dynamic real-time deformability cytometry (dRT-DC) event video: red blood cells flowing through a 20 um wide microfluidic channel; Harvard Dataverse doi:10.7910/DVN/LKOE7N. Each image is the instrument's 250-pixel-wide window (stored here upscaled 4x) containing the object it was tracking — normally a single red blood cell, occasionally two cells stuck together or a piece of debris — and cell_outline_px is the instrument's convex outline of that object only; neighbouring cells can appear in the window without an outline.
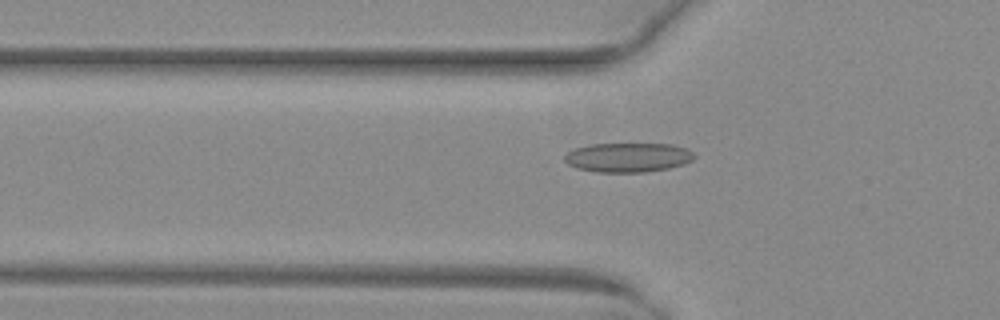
{"species": "common noctule bat (a hibernating species)", "species_latin": "Nyctalus noctula", "temperature_condition": "warm", "stored_images_in_passage": 52, "camera_frame_rate_fps": 3000, "um_per_image_px": 0.085, "animal": {"sex": "female", "body_mass_g": 29.2, "forearm_length_mm": 56.3}, "frame": {"image": 1, "passage_image": 19, "time_ms": 6.0, "image_size_px": [1000, 320], "cell_outline_px": [[696, 156], [692, 160], [684, 164], [668, 168], [644, 172], [596, 172], [576, 168], [568, 164], [564, 160], [564, 156], [572, 148], [588, 144], [672, 144], [684, 148], [692, 152]], "centroid_in_image_um": [53.33, 13.38], "position_along_channel_um": 72.5, "area_um2": 22.25}}
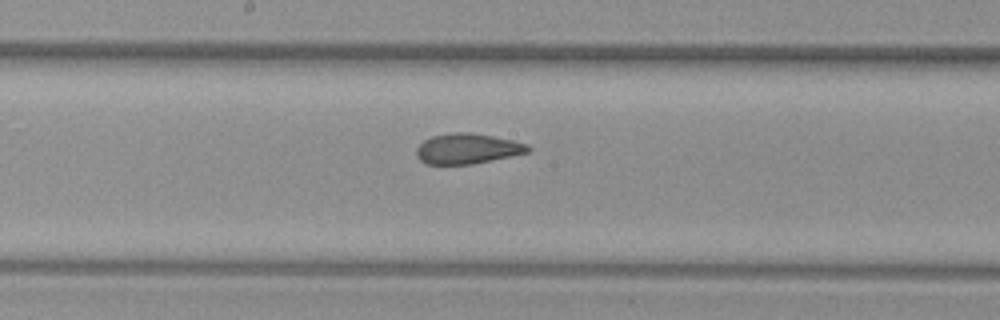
{"frame": {"image": 2, "passage_image": 29, "time_ms": 9.333, "image_size_px": [1000, 320], "cell_outline_px": [[532, 148], [528, 152], [512, 156], [472, 164], [424, 164], [416, 156], [416, 148], [424, 140], [432, 136], [456, 132], [472, 132], [512, 140], [528, 144]], "centroid_in_image_um": [39.72, 12.64], "position_along_channel_um": 208.5, "area_um2": 19.77}}
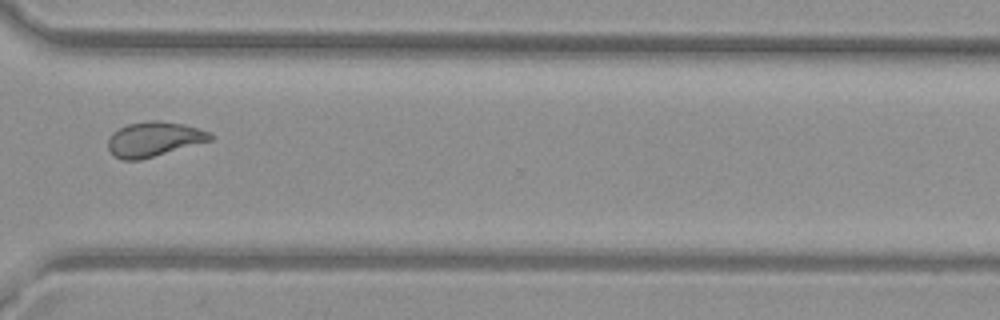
{"frame": {"image": 3, "passage_image": 40, "time_ms": 13.0, "image_size_px": [1000, 320], "cell_outline_px": [[212, 140], [140, 160], [120, 160], [108, 148], [108, 136], [112, 132], [128, 124], [152, 120], [160, 120], [184, 124], [208, 132], [212, 136]], "centroid_in_image_um": [13.05, 11.83], "position_along_channel_um": 357.5, "area_um2": 20.52}}